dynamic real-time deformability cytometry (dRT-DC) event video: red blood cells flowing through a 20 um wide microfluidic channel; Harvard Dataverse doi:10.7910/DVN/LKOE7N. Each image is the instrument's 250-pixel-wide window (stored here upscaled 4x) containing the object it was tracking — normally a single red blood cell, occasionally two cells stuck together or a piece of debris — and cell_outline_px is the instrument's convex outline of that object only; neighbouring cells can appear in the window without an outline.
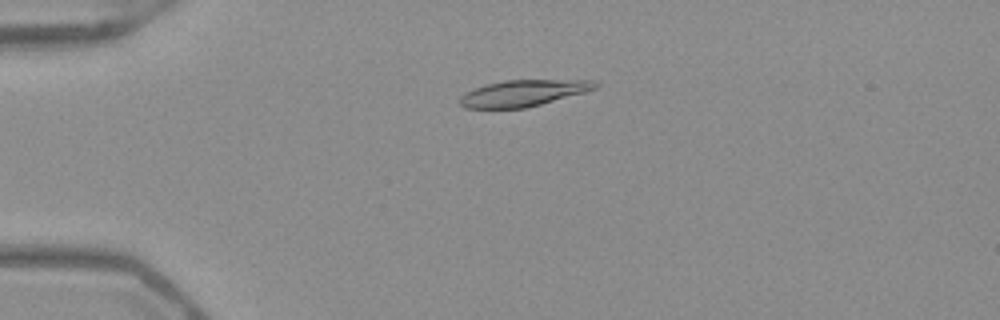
{"species": "Egyptian fruit bat (a non-hibernating species)", "species_latin": "Rousettus aegyptiacus", "temperature_condition": "warm", "stored_images_in_passage": 52, "camera_frame_rate_fps": 3000, "um_per_image_px": 0.085, "frame": {"image": 1, "passage_image": 13, "time_ms": 4.0, "image_size_px": [1000, 320], "cell_outline_px": [[600, 84], [596, 88], [584, 92], [540, 104], [524, 108], [464, 108], [460, 104], [460, 96], [464, 92], [488, 84], [504, 80], [596, 80]], "centroid_in_image_um": [44.47, 7.91], "position_along_channel_um": 40.5, "area_um2": 20.58}}
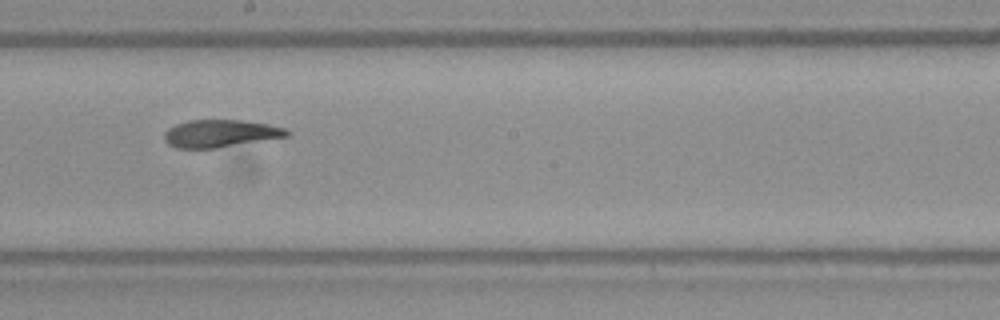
{"frame": {"image": 2, "passage_image": 30, "time_ms": 9.667, "image_size_px": [1000, 320], "cell_outline_px": [[292, 132], [288, 136], [216, 148], [176, 148], [168, 144], [164, 140], [164, 132], [168, 128], [176, 124], [188, 120], [244, 120], [268, 124], [284, 128]], "centroid_in_image_um": [18.71, 11.34], "position_along_channel_um": 229.5, "area_um2": 19.65}}
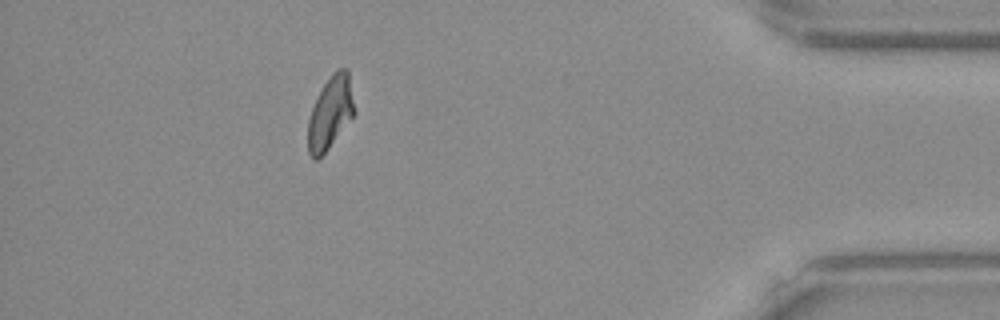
{"frame": {"image": 3, "passage_image": 47, "time_ms": 15.333, "image_size_px": [1000, 320], "cell_outline_px": [[356, 112], [328, 148], [316, 160], [312, 160], [308, 152], [308, 120], [316, 96], [332, 72], [340, 68], [348, 68]], "centroid_in_image_um": [28.08, 9.55], "position_along_channel_um": 407.1, "area_um2": 19.65}, "authors_computed_cell_mechanics": {"area_um2": 20.23, "velocity_mm_per_s": 3.9436, "shape_relaxation_time_tau1_ms": 9.8417, "shape_relaxation_time_tau2_ms": 3.316, "deformation_change_tau1": 0.2734, "deformation_change_tau2": 0.0994}}